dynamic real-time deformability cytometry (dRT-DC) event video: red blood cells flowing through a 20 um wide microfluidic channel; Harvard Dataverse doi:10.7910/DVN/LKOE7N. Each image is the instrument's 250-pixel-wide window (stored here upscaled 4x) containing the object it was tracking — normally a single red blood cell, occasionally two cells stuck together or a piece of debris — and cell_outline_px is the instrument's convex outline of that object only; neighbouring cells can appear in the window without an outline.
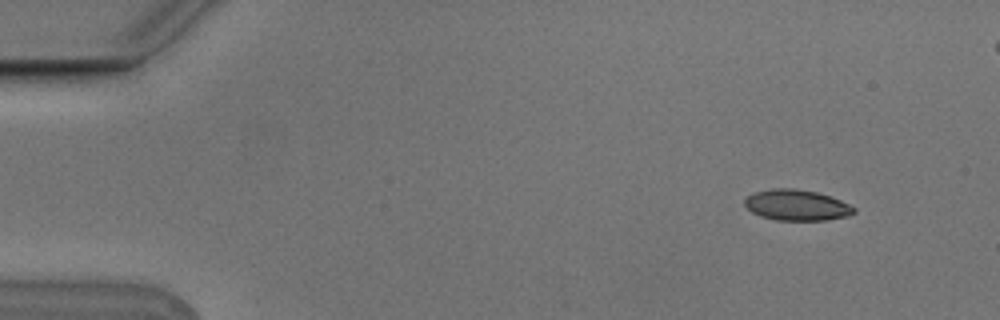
{"species": "Egyptian fruit bat (a non-hibernating species)", "species_latin": "Rousettus aegyptiacus", "temperature_condition": "cold", "stored_images_in_passage": 2, "camera_frame_rate_fps": 3000, "um_per_image_px": 0.085, "animal": {"sex": "male"}, "frame": {"image": 1, "passage_image": 2, "time_ms": 0.333, "image_size_px": [1000, 320], "cell_outline_px": [[856, 212], [848, 216], [828, 220], [776, 220], [760, 216], [752, 212], [744, 204], [744, 200], [752, 192], [772, 188], [796, 188], [816, 192], [832, 196], [856, 208]], "centroid_in_image_um": [67.72, 17.43], "position_along_channel_um": 17.3, "area_um2": 19.83}}